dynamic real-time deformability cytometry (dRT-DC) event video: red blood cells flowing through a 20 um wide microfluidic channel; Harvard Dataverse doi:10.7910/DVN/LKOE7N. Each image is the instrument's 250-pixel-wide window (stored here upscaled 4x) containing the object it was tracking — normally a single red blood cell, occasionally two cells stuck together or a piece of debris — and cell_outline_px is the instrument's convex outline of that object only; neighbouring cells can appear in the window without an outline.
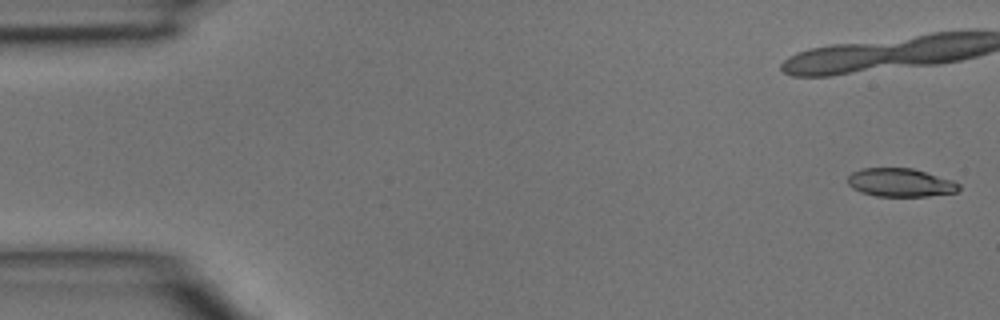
{"species": "common noctule bat (a hibernating species)", "species_latin": "Nyctalus noctula", "temperature_condition": "room temperature", "stored_images_in_passage": 4, "segment_of_instrument_passage": [2, 2], "camera_frame_rate_fps": 3000, "um_per_image_px": 0.085, "animal": {"sex": "male", "body_mass_g": 15.6}, "frame": {"image": 1, "passage_image": 4, "time_ms": 1.0, "image_size_px": [1000, 320], "cell_outline_px": [[960, 188], [956, 192], [928, 196], [876, 196], [860, 192], [852, 188], [848, 184], [848, 176], [852, 172], [864, 168], [912, 168], [952, 180], [960, 184]], "centroid_in_image_um": [76.52, 15.52], "position_along_channel_um": 8.5, "area_um2": 18.32}}